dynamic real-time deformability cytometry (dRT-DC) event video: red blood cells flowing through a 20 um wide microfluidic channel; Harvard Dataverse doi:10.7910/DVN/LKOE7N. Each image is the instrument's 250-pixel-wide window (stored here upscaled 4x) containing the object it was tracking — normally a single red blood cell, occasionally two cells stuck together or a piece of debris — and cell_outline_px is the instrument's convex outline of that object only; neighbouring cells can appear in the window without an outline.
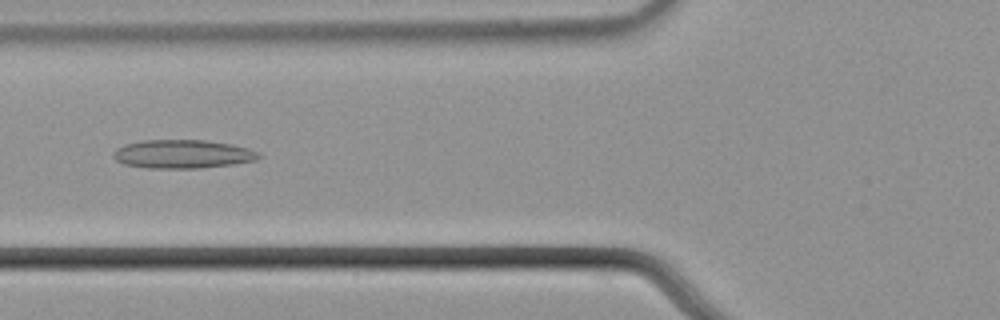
{"species": "common noctule bat (a hibernating species)", "species_latin": "Nyctalus noctula", "temperature_condition": "cold", "stored_images_in_passage": 36, "camera_frame_rate_fps": 3000, "um_per_image_px": 0.085, "animal": {"sex": "male", "body_mass_g": 21.5, "forearm_length_mm": 52.0}, "frame": {"image": 1, "passage_image": 9, "time_ms": 2.667, "image_size_px": [1000, 320], "cell_outline_px": [[264, 156], [256, 160], [232, 164], [200, 168], [148, 168], [124, 164], [116, 160], [112, 156], [112, 152], [116, 148], [124, 144], [144, 140], [204, 140], [232, 144], [248, 148], [260, 152]], "centroid_in_image_um": [15.53, 13.09], "position_along_channel_um": 110.3, "area_um2": 24.39}}
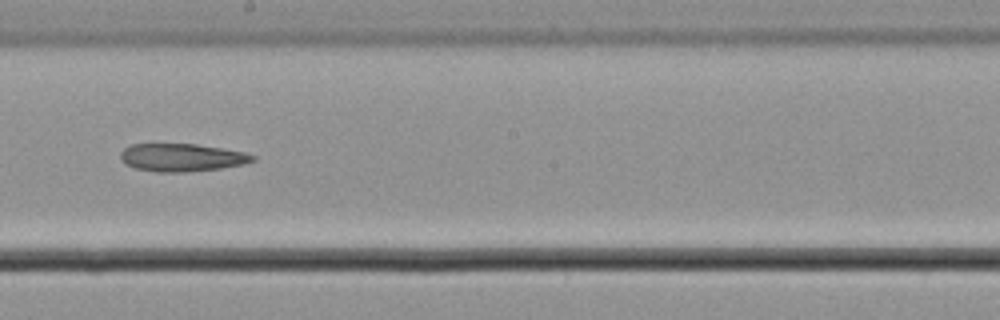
{"frame": {"image": 2, "passage_image": 19, "time_ms": 6.0, "image_size_px": [1000, 320], "cell_outline_px": [[256, 160], [244, 164], [220, 168], [184, 172], [156, 172], [136, 168], [124, 164], [120, 156], [120, 152], [124, 148], [132, 144], [196, 144], [244, 152], [256, 156]], "centroid_in_image_um": [15.44, 13.39], "position_along_channel_um": 232.8, "area_um2": 21.39}}
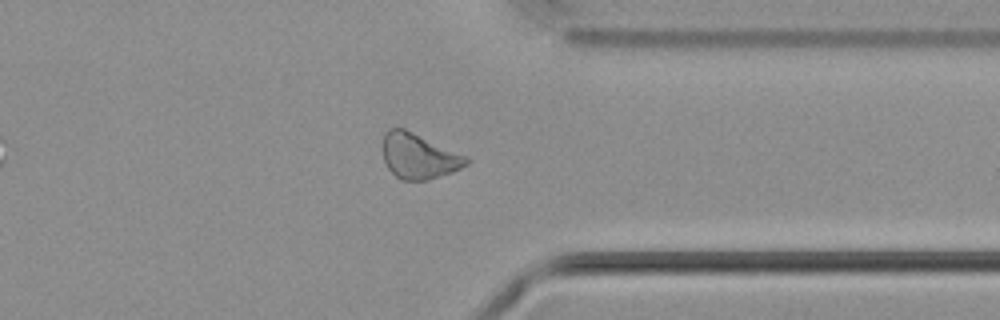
{"frame": {"image": 3, "passage_image": 31, "time_ms": 10.0, "image_size_px": [1000, 320], "cell_outline_px": [[468, 164], [452, 172], [428, 180], [400, 180], [388, 168], [384, 160], [384, 132], [388, 128], [404, 128], [468, 156]], "centroid_in_image_um": [35.61, 13.27], "position_along_channel_um": 375.8, "area_um2": 21.96}}